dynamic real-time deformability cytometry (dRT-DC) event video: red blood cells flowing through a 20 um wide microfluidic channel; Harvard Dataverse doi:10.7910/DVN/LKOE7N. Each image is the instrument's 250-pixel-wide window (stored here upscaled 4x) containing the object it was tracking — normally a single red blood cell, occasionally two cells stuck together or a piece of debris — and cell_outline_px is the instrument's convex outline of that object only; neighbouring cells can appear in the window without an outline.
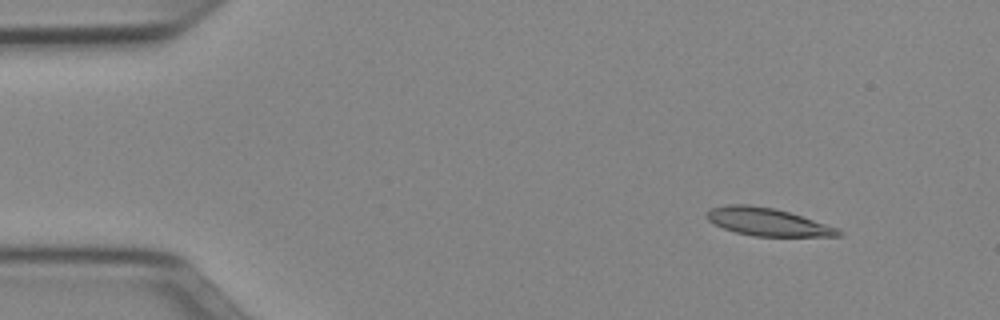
{"species": "Egyptian fruit bat (a non-hibernating species)", "species_latin": "Rousettus aegyptiacus", "temperature_condition": "cold", "stored_images_in_passage": 51, "camera_frame_rate_fps": 3000, "um_per_image_px": 0.085, "animal": {"sex": "female"}, "frame": {"image": 1, "passage_image": 6, "time_ms": 1.667, "image_size_px": [1000, 320], "cell_outline_px": [[844, 232], [840, 236], [752, 236], [736, 232], [724, 228], [708, 220], [708, 212], [712, 208], [728, 204], [748, 204], [776, 208], [836, 228]], "centroid_in_image_um": [65.23, 18.86], "position_along_channel_um": 19.8, "area_um2": 20.87}}
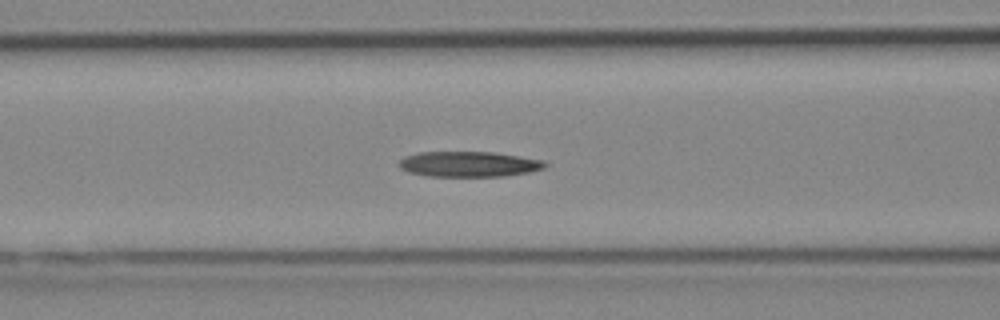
{"frame": {"image": 2, "passage_image": 21, "time_ms": 6.667, "image_size_px": [1000, 320], "cell_outline_px": [[548, 164], [544, 168], [528, 172], [504, 176], [428, 176], [408, 172], [400, 168], [396, 164], [404, 156], [420, 152], [496, 152], [544, 160]], "centroid_in_image_um": [39.84, 13.94], "position_along_channel_um": 126.8, "area_um2": 21.73}}
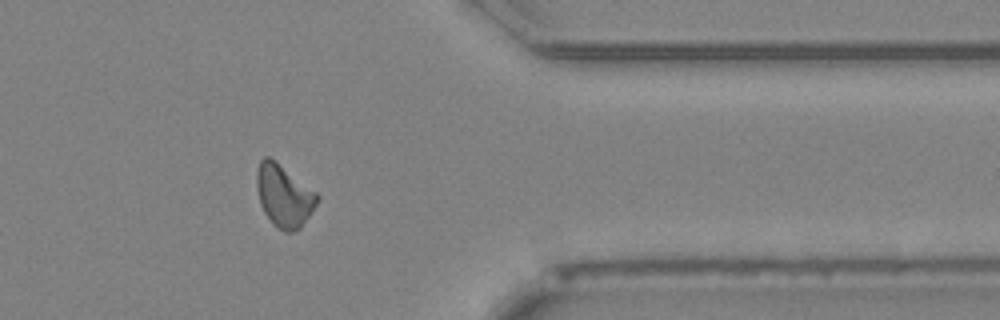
{"frame": {"image": 3, "passage_image": 42, "time_ms": 13.667, "image_size_px": [1000, 320], "cell_outline_px": [[320, 196], [316, 204], [300, 228], [292, 232], [284, 232], [276, 228], [272, 224], [264, 212], [260, 204], [256, 188], [256, 172], [260, 160], [264, 156], [268, 156], [276, 160], [316, 192]], "centroid_in_image_um": [24.1, 16.63], "position_along_channel_um": 387.3, "area_um2": 22.08}}